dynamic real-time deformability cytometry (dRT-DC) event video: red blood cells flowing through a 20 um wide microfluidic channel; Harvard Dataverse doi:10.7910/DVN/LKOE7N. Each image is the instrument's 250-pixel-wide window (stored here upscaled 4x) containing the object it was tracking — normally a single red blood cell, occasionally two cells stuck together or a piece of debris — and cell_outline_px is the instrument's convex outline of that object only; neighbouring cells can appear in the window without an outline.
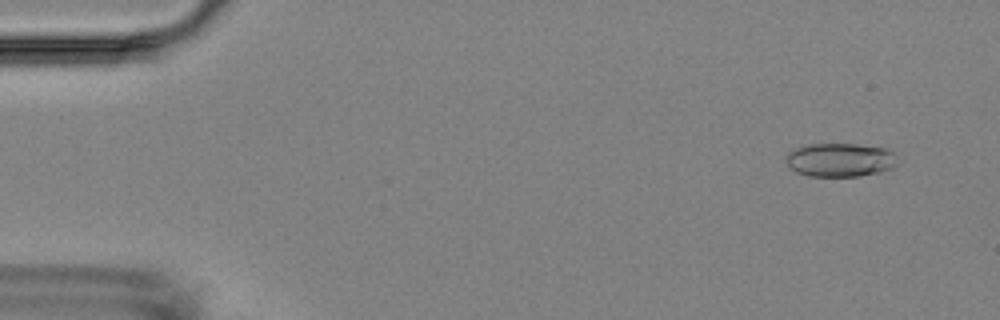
{"species": "Egyptian fruit bat (a non-hibernating species)", "species_latin": "Rousettus aegyptiacus", "temperature_condition": "room temperature", "stored_images_in_passage": 7, "camera_frame_rate_fps": 3000, "um_per_image_px": 0.085, "animal": {"sex": "female"}, "frame": {"image": 1, "passage_image": 1, "time_ms": 0.0, "image_size_px": [1000, 320], "cell_outline_px": [[896, 164], [892, 168], [880, 172], [860, 176], [808, 176], [796, 172], [788, 168], [784, 160], [788, 152], [796, 148], [808, 144], [856, 144], [884, 148], [892, 152]], "centroid_in_image_um": [71.33, 13.6], "position_along_channel_um": 13.7, "area_um2": 21.91}}
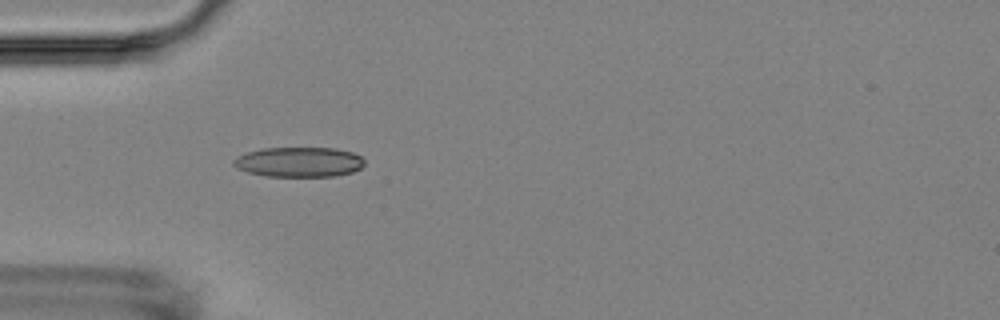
{"frame": {"image": 2, "passage_image": 5, "time_ms": 4.333, "image_size_px": [1000, 320], "cell_outline_px": [[364, 164], [360, 168], [352, 172], [336, 176], [268, 176], [248, 172], [236, 168], [232, 164], [232, 160], [236, 156], [260, 148], [336, 148], [352, 152], [360, 156], [364, 160]], "centroid_in_image_um": [25.39, 13.76], "position_along_channel_um": 59.6, "area_um2": 22.89}}